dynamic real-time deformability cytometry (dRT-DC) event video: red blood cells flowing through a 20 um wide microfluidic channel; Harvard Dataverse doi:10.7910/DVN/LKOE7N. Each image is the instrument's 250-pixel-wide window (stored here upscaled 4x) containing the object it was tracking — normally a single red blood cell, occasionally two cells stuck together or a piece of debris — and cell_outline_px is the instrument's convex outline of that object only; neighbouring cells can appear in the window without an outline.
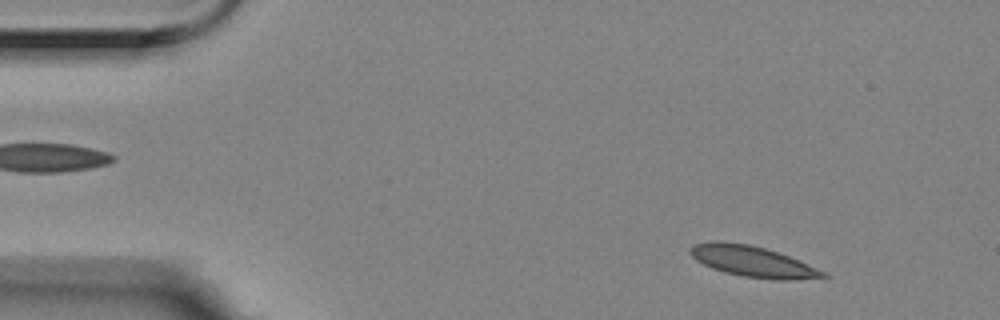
{"species": "Egyptian fruit bat (a non-hibernating species)", "species_latin": "Rousettus aegyptiacus", "temperature_condition": "room temperature", "stored_images_in_passage": 4, "camera_frame_rate_fps": 3000, "um_per_image_px": 0.085, "animal": {"sex": "female"}, "frame": {"image": 1, "passage_image": 1, "time_ms": 0.0, "image_size_px": [1000, 320], "cell_outline_px": [[828, 276], [792, 280], [776, 280], [744, 276], [724, 272], [712, 268], [696, 260], [688, 252], [692, 244], [716, 240], [720, 240], [748, 244], [764, 248], [788, 256], [824, 272]], "centroid_in_image_um": [63.88, 22.21], "position_along_channel_um": 21.1, "area_um2": 23.52}}
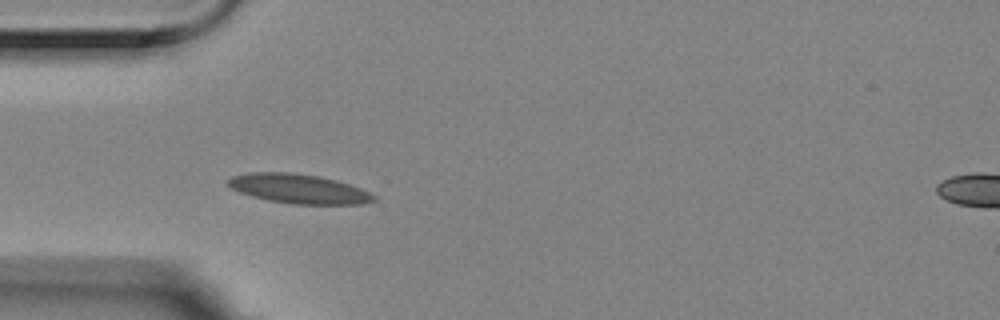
{"frame": {"image": 2, "passage_image": 4, "time_ms": 1.0, "image_size_px": [1000, 320], "cell_outline_px": [[376, 200], [364, 204], [292, 204], [268, 200], [252, 196], [240, 192], [224, 184], [224, 180], [232, 176], [248, 172], [288, 172], [320, 176], [336, 180], [360, 188], [376, 196]], "centroid_in_image_um": [25.34, 16.04], "position_along_channel_um": 59.7, "area_um2": 25.09}}